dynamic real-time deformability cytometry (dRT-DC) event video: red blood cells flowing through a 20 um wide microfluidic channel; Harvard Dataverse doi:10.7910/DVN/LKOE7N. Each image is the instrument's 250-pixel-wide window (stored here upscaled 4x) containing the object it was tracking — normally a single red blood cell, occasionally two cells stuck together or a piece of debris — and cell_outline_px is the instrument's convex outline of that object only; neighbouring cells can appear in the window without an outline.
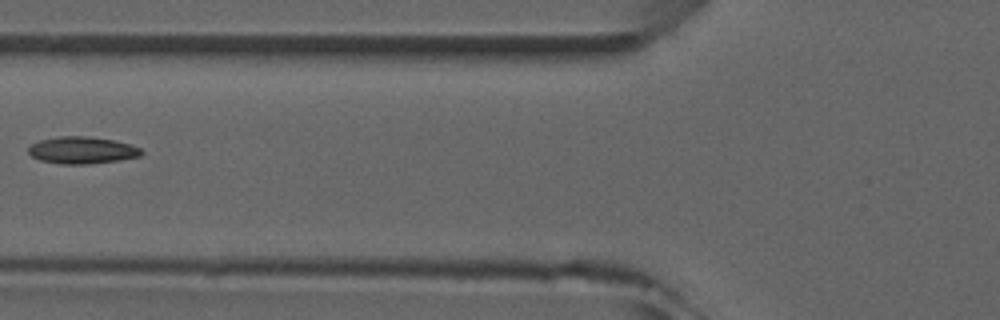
{"species": "common noctule bat (a hibernating species)", "species_latin": "Nyctalus noctula", "temperature_condition": "room temperature", "stored_images_in_passage": 4, "camera_frame_rate_fps": 3000, "um_per_image_px": 0.085, "animal": {"sex": "male", "forearm_length_mm": 52.5}, "frame": {"image": 1, "passage_image": 4, "time_ms": 3.667, "image_size_px": [1000, 320], "cell_outline_px": [[144, 152], [140, 156], [120, 160], [88, 164], [60, 164], [40, 160], [32, 156], [28, 152], [28, 148], [32, 144], [40, 140], [60, 136], [88, 136], [112, 140], [132, 144], [140, 148]], "centroid_in_image_um": [6.99, 12.77], "position_along_channel_um": 118.8, "area_um2": 17.8}}